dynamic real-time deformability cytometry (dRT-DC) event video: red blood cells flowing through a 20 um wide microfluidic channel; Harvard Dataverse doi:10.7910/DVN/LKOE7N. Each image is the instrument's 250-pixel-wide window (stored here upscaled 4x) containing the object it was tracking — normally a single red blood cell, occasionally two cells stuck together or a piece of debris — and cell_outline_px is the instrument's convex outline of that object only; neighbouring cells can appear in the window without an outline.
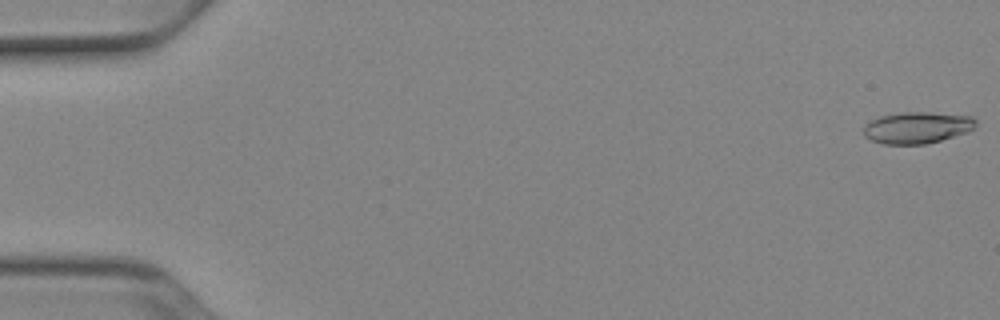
{"species": "Egyptian fruit bat (a non-hibernating species)", "species_latin": "Rousettus aegyptiacus", "temperature_condition": "cold", "stored_images_in_passage": 52, "camera_frame_rate_fps": 3000, "um_per_image_px": 0.085, "animal": {"sex": "female"}, "frame": {"image": 1, "passage_image": 1, "time_ms": 0.0, "image_size_px": [1000, 320], "cell_outline_px": [[976, 124], [968, 132], [940, 140], [924, 144], [884, 144], [872, 140], [864, 136], [864, 124], [880, 116], [900, 112], [932, 112], [972, 116], [976, 120]], "centroid_in_image_um": [77.95, 10.84], "position_along_channel_um": 7.1, "area_um2": 20.63}}
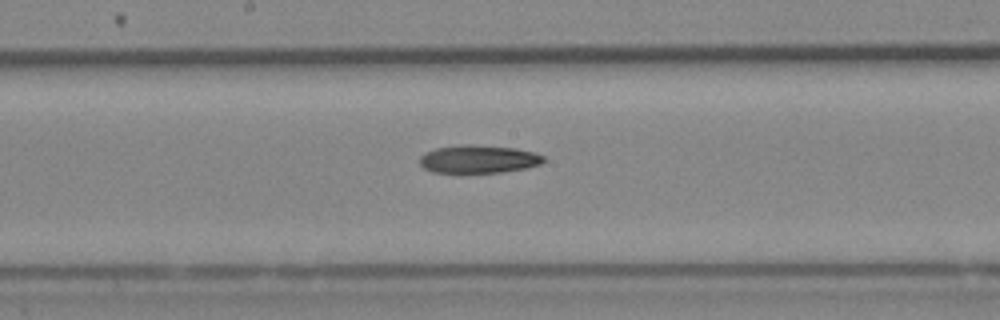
{"frame": {"image": 2, "passage_image": 28, "time_ms": 9.0, "image_size_px": [1000, 320], "cell_outline_px": [[544, 160], [540, 164], [524, 168], [500, 172], [432, 172], [424, 168], [420, 164], [420, 156], [436, 148], [460, 144], [468, 144], [516, 148], [536, 152], [544, 156]], "centroid_in_image_um": [40.68, 13.51], "position_along_channel_um": 207.5, "area_um2": 20.06}}
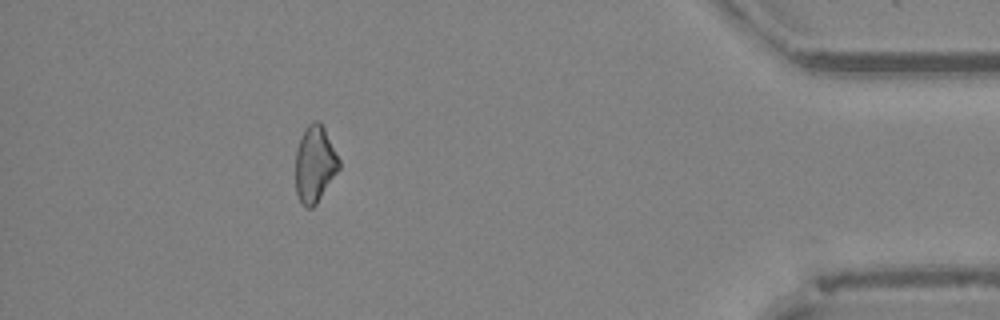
{"frame": {"image": 3, "passage_image": 47, "time_ms": 15.333, "image_size_px": [1000, 320], "cell_outline_px": [[340, 168], [316, 204], [312, 208], [308, 208], [300, 200], [296, 192], [296, 152], [304, 128], [312, 120], [320, 120], [340, 160]], "centroid_in_image_um": [26.77, 13.92], "position_along_channel_um": 408.4, "area_um2": 19.25}}